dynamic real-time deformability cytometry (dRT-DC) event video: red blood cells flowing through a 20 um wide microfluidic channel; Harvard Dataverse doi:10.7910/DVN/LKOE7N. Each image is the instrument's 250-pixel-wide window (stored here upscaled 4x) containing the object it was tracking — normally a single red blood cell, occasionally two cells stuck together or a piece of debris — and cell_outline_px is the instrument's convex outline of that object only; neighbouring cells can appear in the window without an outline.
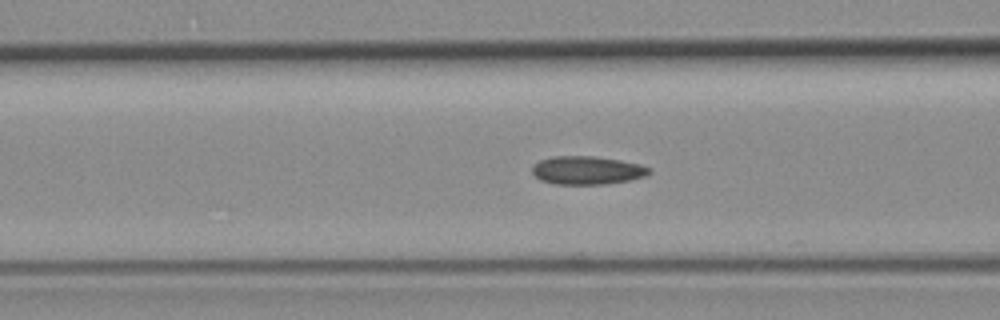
{"species": "common noctule bat (a hibernating species)", "species_latin": "Nyctalus noctula", "temperature_condition": "room temperature", "stored_images_in_passage": 25, "camera_frame_rate_fps": 3000, "um_per_image_px": 0.085, "animal": {"sex": "female", "body_mass_g": 19.3, "forearm_length_mm": 54.1}, "frame": {"image": 1, "passage_image": 4, "time_ms": 1.0, "image_size_px": [1000, 320], "cell_outline_px": [[652, 172], [648, 176], [632, 180], [604, 184], [556, 184], [540, 180], [532, 172], [532, 168], [540, 160], [552, 156], [592, 156], [620, 160], [640, 164], [652, 168]], "centroid_in_image_um": [49.97, 14.48], "position_along_channel_um": 116.6, "area_um2": 19.42}}
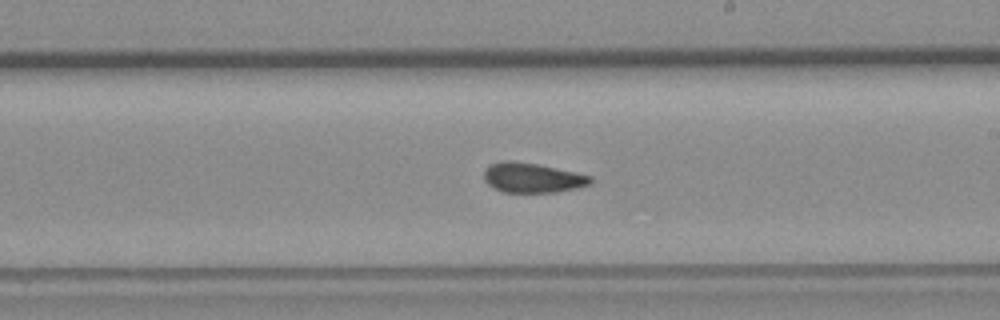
{"frame": {"image": 2, "passage_image": 14, "time_ms": 4.333, "image_size_px": [1000, 320], "cell_outline_px": [[592, 184], [576, 188], [556, 192], [504, 192], [488, 184], [484, 180], [484, 168], [488, 164], [500, 160], [512, 160], [536, 164], [576, 172], [592, 176]], "centroid_in_image_um": [45.23, 15.09], "position_along_channel_um": 243.8, "area_um2": 18.61}}
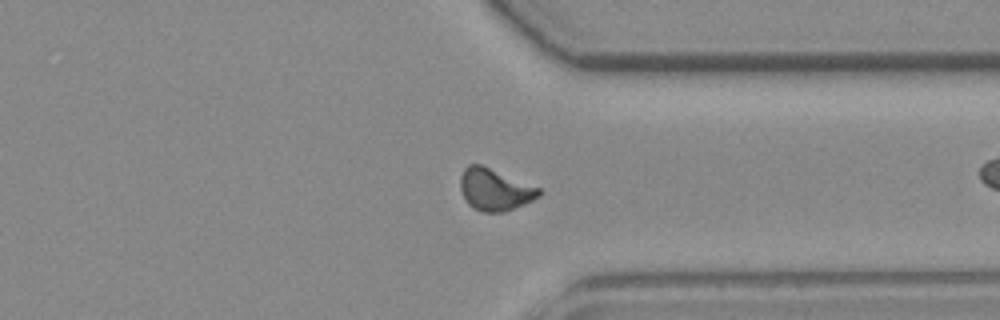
{"frame": {"image": 3, "passage_image": 24, "time_ms": 7.667, "image_size_px": [1000, 320], "cell_outline_px": [[544, 192], [540, 196], [524, 204], [504, 212], [484, 212], [472, 208], [468, 204], [460, 188], [460, 176], [464, 168], [468, 164], [480, 164], [540, 188]], "centroid_in_image_um": [42.05, 16.12], "position_along_channel_um": 369.3, "area_um2": 19.13}}